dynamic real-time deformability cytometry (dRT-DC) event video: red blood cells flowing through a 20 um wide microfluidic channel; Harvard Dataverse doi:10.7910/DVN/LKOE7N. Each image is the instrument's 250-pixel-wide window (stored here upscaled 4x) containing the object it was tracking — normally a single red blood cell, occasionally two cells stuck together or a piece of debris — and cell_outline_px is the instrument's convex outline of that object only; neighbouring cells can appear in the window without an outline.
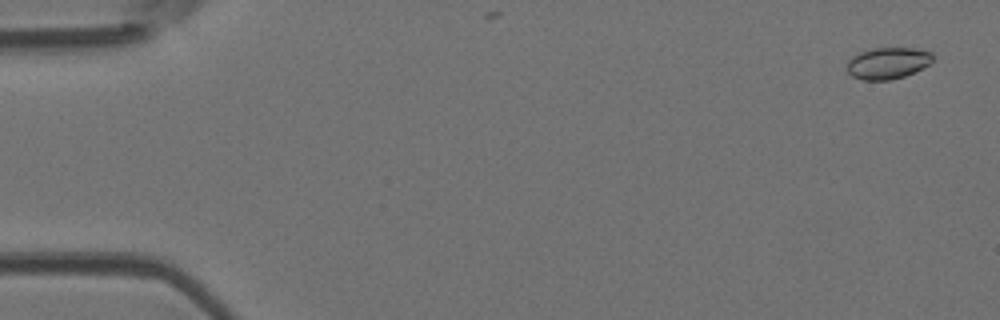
{"species": "Egyptian fruit bat (a non-hibernating species)", "species_latin": "Rousettus aegyptiacus", "temperature_condition": "room temperature", "stored_images_in_passage": 6, "camera_frame_rate_fps": 3000, "um_per_image_px": 0.085, "animal": {"sex": "female"}, "frame": {"image": 1, "passage_image": 1, "time_ms": 0.0, "image_size_px": [1000, 320], "cell_outline_px": [[932, 60], [928, 64], [916, 72], [904, 76], [888, 80], [864, 80], [852, 76], [848, 72], [848, 60], [852, 56], [860, 52], [876, 48], [912, 48], [932, 52]], "centroid_in_image_um": [75.46, 5.37], "position_along_channel_um": 9.5, "area_um2": 15.61}}
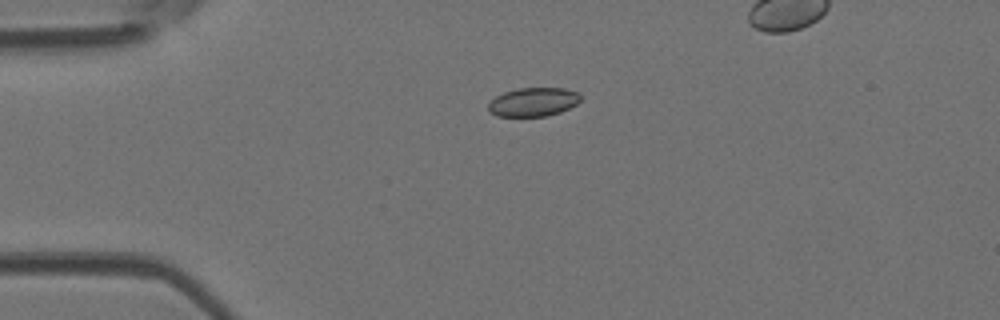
{"frame": {"image": 2, "passage_image": 4, "time_ms": 1.0, "image_size_px": [1000, 320], "cell_outline_px": [[580, 100], [576, 104], [560, 112], [548, 116], [496, 116], [488, 112], [488, 104], [496, 96], [504, 92], [520, 88], [564, 88], [580, 92]], "centroid_in_image_um": [45.33, 8.67], "position_along_channel_um": 39.7, "area_um2": 15.49}}
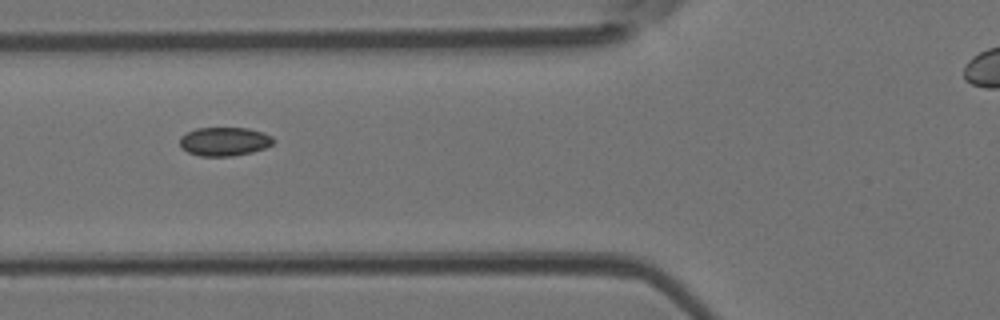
{"frame": {"image": 3, "passage_image": 6, "time_ms": 1.667, "image_size_px": [1000, 320], "cell_outline_px": [[276, 140], [272, 144], [264, 148], [252, 152], [232, 156], [200, 156], [188, 152], [180, 148], [180, 136], [196, 128], [248, 128], [264, 132], [272, 136]], "centroid_in_image_um": [19.08, 12.02], "position_along_channel_um": 106.7, "area_um2": 15.78}}